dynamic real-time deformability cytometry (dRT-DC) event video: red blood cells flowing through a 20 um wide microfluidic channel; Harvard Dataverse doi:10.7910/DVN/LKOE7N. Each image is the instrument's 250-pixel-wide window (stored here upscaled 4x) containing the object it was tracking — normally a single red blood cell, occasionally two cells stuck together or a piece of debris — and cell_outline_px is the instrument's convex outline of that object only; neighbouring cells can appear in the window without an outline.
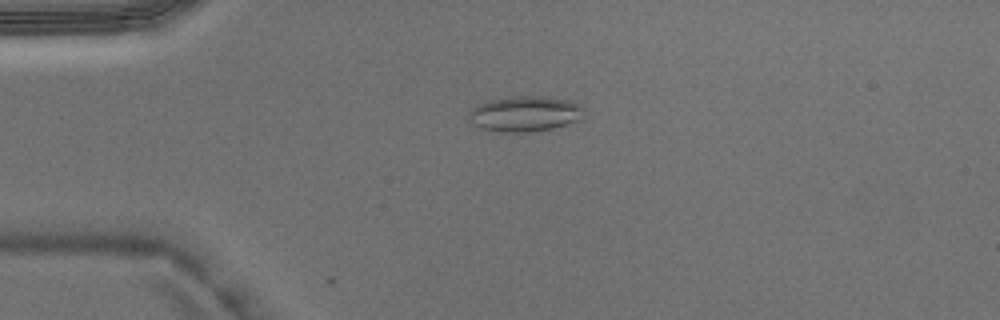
{"species": "Egyptian fruit bat (a non-hibernating species)", "species_latin": "Rousettus aegyptiacus", "temperature_condition": "warm", "stored_images_in_passage": 4, "camera_frame_rate_fps": 3000, "um_per_image_px": 0.085, "animal": {"sex": "male"}, "frame": {"image": 1, "passage_image": 3, "time_ms": 0.667, "image_size_px": [1000, 320], "cell_outline_px": [[584, 108], [580, 120], [552, 128], [532, 132], [500, 132], [484, 128], [472, 124], [468, 120], [468, 112], [472, 108], [484, 100], [508, 96], [540, 96], [572, 100], [580, 104]], "centroid_in_image_um": [44.59, 9.65], "position_along_channel_um": 40.4, "area_um2": 24.16}}